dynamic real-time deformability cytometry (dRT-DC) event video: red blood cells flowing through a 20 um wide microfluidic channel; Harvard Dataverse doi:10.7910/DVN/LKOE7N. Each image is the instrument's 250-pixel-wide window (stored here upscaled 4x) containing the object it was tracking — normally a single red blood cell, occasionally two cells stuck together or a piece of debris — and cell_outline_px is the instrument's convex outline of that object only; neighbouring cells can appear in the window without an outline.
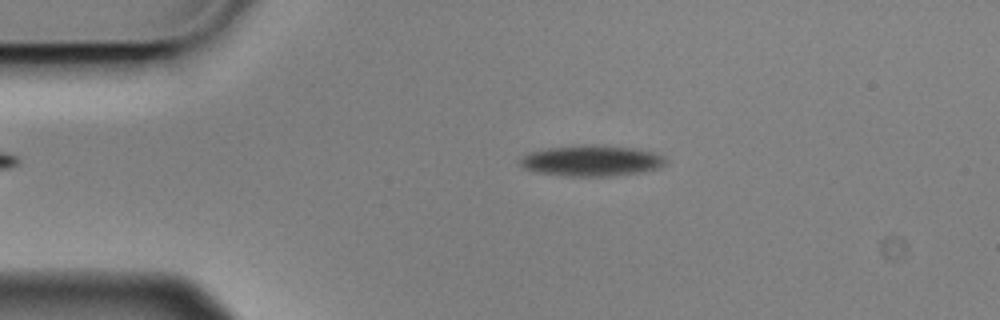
{"species": "Egyptian fruit bat (a non-hibernating species)", "species_latin": "Rousettus aegyptiacus", "temperature_condition": "cold", "stored_images_in_passage": 3, "camera_frame_rate_fps": 3000, "um_per_image_px": 0.085, "animal": {"sex": "male"}, "frame": {"image": 1, "passage_image": 2, "time_ms": 0.333, "image_size_px": [1000, 320], "cell_outline_px": [[668, 160], [660, 168], [644, 172], [612, 176], [568, 176], [536, 172], [524, 168], [520, 164], [520, 160], [528, 152], [548, 148], [584, 144], [600, 144], [636, 148], [652, 152], [664, 156]], "centroid_in_image_um": [50.33, 13.65], "position_along_channel_um": 34.7, "area_um2": 26.53}}
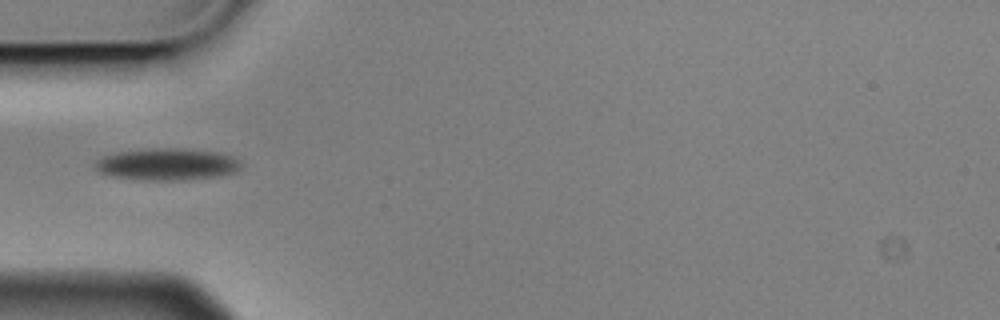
{"frame": {"image": 2, "passage_image": 3, "time_ms": 0.667, "image_size_px": [1000, 320], "cell_outline_px": [[244, 164], [236, 172], [212, 176], [184, 180], [144, 180], [116, 176], [100, 172], [92, 168], [92, 164], [100, 156], [116, 152], [152, 148], [184, 148], [220, 152], [232, 156], [240, 160]], "centroid_in_image_um": [14.19, 13.94], "position_along_channel_um": 70.8, "area_um2": 27.4}}